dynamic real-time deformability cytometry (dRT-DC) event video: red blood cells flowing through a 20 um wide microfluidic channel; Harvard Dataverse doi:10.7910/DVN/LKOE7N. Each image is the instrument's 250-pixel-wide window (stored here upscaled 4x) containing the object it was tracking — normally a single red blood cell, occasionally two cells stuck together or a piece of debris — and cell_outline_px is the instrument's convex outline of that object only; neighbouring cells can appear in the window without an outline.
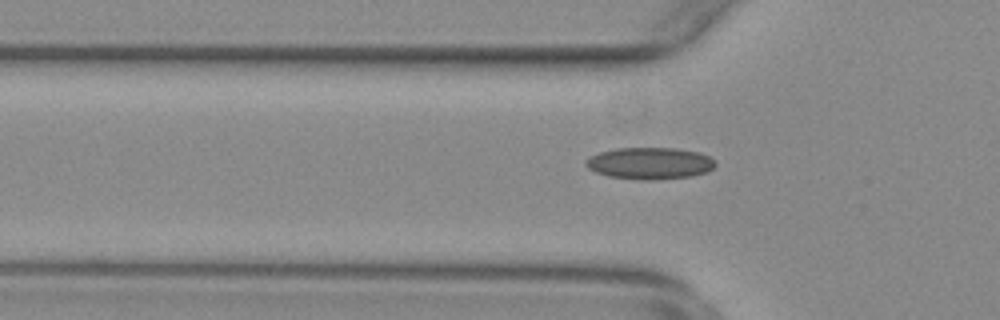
{"species": "common noctule bat (a hibernating species)", "species_latin": "Nyctalus noctula", "temperature_condition": "warm", "stored_images_in_passage": 35, "camera_frame_rate_fps": 3000, "um_per_image_px": 0.085, "animal": {"sex": "female", "body_mass_g": 29.2, "forearm_length_mm": 56.3}, "frame": {"image": 1, "passage_image": 5, "time_ms": 1.333, "image_size_px": [1000, 320], "cell_outline_px": [[716, 164], [708, 172], [692, 176], [656, 180], [640, 180], [608, 176], [596, 172], [588, 168], [584, 164], [584, 160], [600, 152], [616, 148], [676, 148], [700, 152], [716, 160]], "centroid_in_image_um": [55.25, 13.88], "position_along_channel_um": 70.5, "area_um2": 24.22}}
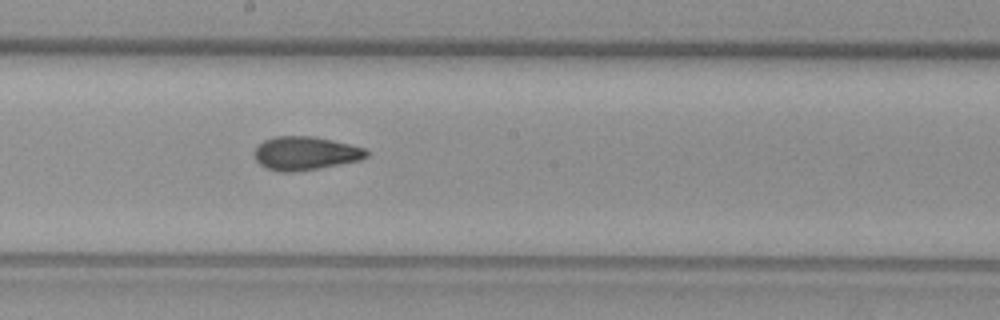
{"frame": {"image": 2, "passage_image": 17, "time_ms": 5.333, "image_size_px": [1000, 320], "cell_outline_px": [[368, 156], [360, 160], [320, 168], [292, 172], [280, 172], [268, 168], [260, 164], [256, 160], [252, 152], [256, 144], [272, 136], [312, 136], [332, 140], [364, 148], [368, 152]], "centroid_in_image_um": [25.9, 13.02], "position_along_channel_um": 222.3, "area_um2": 22.02}}
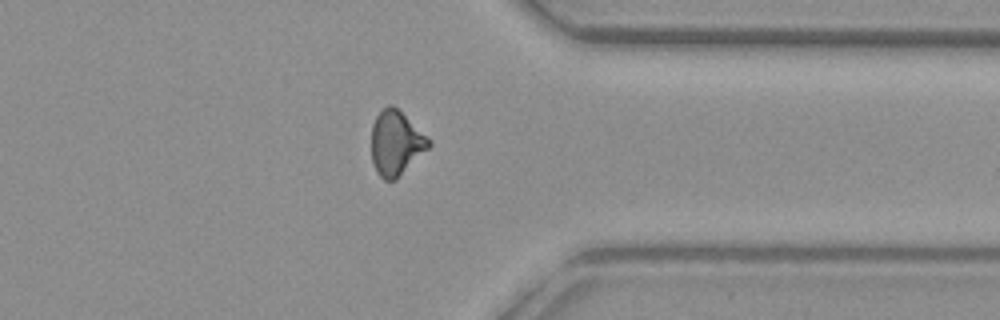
{"frame": {"image": 3, "passage_image": 30, "time_ms": 9.667, "image_size_px": [1000, 320], "cell_outline_px": [[432, 144], [396, 180], [384, 180], [376, 172], [372, 160], [372, 124], [376, 116], [388, 104], [392, 104], [432, 140]], "centroid_in_image_um": [33.66, 12.17], "position_along_channel_um": 377.7, "area_um2": 21.44}}